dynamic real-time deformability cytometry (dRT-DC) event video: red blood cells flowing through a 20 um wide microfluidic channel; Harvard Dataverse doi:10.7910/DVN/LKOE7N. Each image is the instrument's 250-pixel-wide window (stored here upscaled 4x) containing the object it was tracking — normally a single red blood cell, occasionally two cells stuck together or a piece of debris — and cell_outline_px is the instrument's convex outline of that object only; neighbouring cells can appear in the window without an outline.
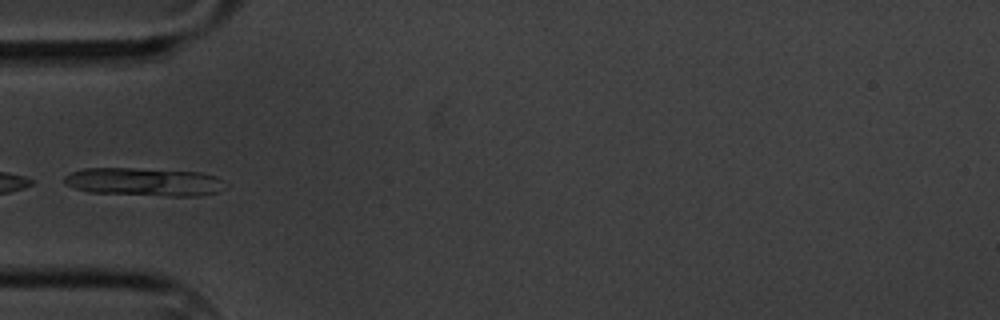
{"species": "common noctule bat (a hibernating species)", "species_latin": "Nyctalus noctula", "temperature_condition": "cold", "stored_images_in_passage": 1, "camera_frame_rate_fps": 3000, "um_per_image_px": 0.085, "animal": {"sex": "male", "body_mass_g": 20.1, "forearm_length_mm": 53.5}, "frame": {"image": 1, "passage_image": 1, "time_ms": 0.0, "image_size_px": [1000, 320], "cell_outline_px": [[228, 188], [216, 192], [200, 196], [168, 196], [88, 192], [64, 184], [64, 176], [72, 172], [84, 168], [132, 168], [200, 172], [216, 176]], "centroid_in_image_um": [12.26, 15.46], "position_along_channel_um": 72.7, "area_um2": 26.47}}